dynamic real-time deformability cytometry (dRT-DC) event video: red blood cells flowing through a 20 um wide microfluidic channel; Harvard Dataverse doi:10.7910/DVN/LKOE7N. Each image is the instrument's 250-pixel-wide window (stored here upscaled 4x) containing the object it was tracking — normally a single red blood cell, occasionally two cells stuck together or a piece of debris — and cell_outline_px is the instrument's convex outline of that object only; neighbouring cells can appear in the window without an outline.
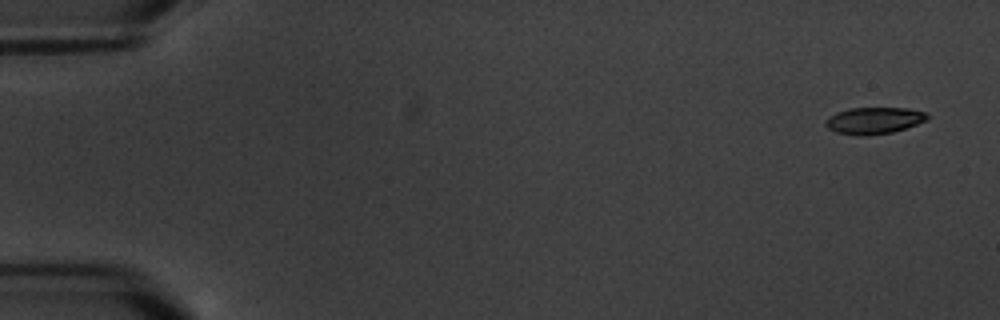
{"species": "common noctule bat (a hibernating species)", "species_latin": "Nyctalus noctula", "temperature_condition": "warm", "stored_images_in_passage": 6, "camera_frame_rate_fps": 3000, "um_per_image_px": 0.085, "animal": {"sex": "male", "body_mass_g": 20.1, "forearm_length_mm": 53.5}, "frame": {"image": 1, "passage_image": 1, "time_ms": 0.0, "image_size_px": [1000, 320], "cell_outline_px": [[928, 120], [892, 132], [836, 132], [828, 128], [824, 124], [824, 120], [828, 116], [836, 112], [848, 108], [908, 108], [924, 112], [928, 116]], "centroid_in_image_um": [74.28, 10.18], "position_along_channel_um": 10.7, "area_um2": 14.97}}
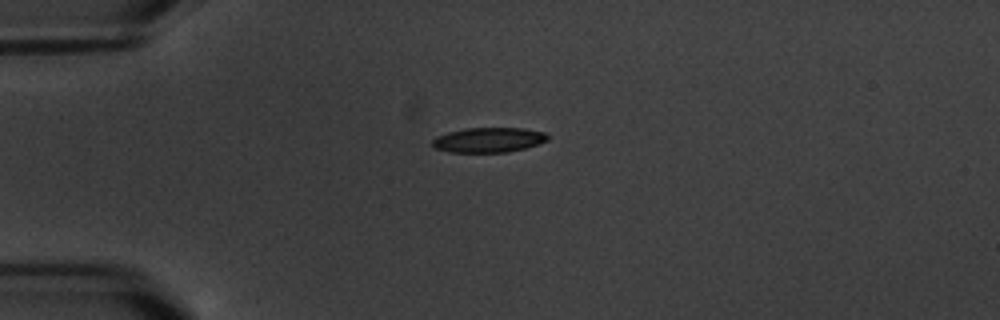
{"frame": {"image": 2, "passage_image": 4, "time_ms": 4.333, "image_size_px": [1000, 320], "cell_outline_px": [[548, 140], [524, 148], [508, 152], [452, 152], [436, 148], [432, 144], [432, 140], [436, 136], [448, 132], [464, 128], [524, 128], [544, 132], [548, 136]], "centroid_in_image_um": [41.52, 11.88], "position_along_channel_um": 43.5, "area_um2": 16.59}}